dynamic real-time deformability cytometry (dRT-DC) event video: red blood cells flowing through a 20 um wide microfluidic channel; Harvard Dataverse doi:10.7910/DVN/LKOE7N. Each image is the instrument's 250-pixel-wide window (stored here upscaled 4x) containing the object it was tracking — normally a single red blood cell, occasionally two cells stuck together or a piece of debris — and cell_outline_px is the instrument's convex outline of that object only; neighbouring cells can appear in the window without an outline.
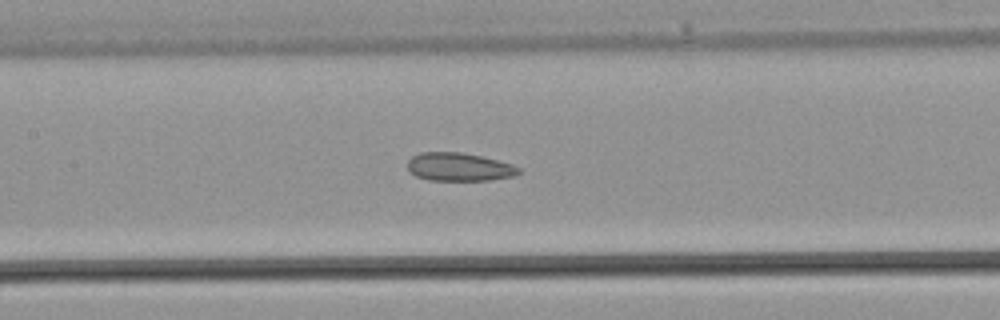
{"species": "common noctule bat (a hibernating species)", "species_latin": "Nyctalus noctula", "temperature_condition": "warm", "stored_images_in_passage": 36, "camera_frame_rate_fps": 3000, "um_per_image_px": 0.085, "animal": {"sex": "male", "body_mass_g": 21.5, "forearm_length_mm": 52.0}, "frame": {"image": 1, "passage_image": 16, "time_ms": 5.0, "image_size_px": [1000, 320], "cell_outline_px": [[520, 172], [516, 176], [492, 180], [428, 180], [416, 176], [408, 172], [408, 160], [412, 156], [420, 152], [460, 152], [480, 156], [512, 164], [520, 168]], "centroid_in_image_um": [39.01, 14.19], "position_along_channel_um": 168.4, "area_um2": 18.38}}
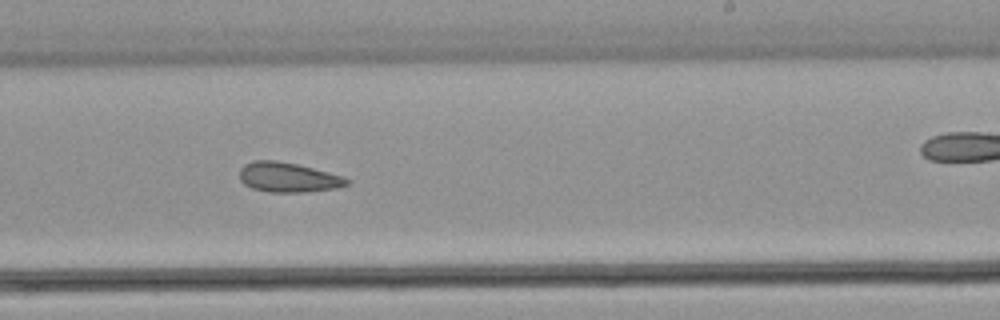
{"frame": {"image": 2, "passage_image": 21, "time_ms": 6.667, "image_size_px": [1000, 320], "cell_outline_px": [[352, 180], [348, 184], [340, 188], [308, 192], [268, 192], [252, 188], [244, 184], [240, 180], [240, 168], [244, 164], [252, 160], [276, 160], [296, 164], [312, 168], [340, 176]], "centroid_in_image_um": [24.47, 15.08], "position_along_channel_um": 264.5, "area_um2": 18.67}}